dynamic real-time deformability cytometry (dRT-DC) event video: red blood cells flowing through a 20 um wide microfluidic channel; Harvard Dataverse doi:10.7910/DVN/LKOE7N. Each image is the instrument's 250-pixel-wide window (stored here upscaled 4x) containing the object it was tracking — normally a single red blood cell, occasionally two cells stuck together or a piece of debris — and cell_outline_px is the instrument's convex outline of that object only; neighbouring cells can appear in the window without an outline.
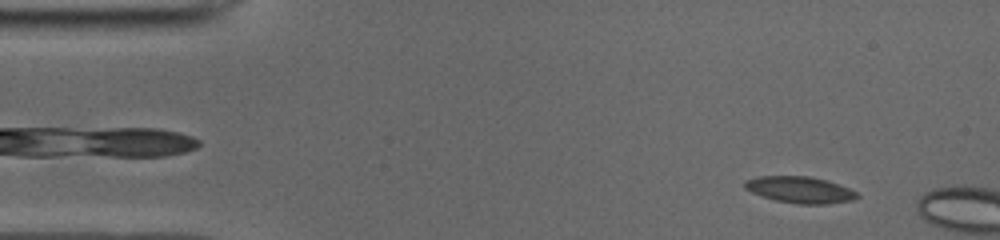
{"species": "common noctule bat (a hibernating species)", "species_latin": "Nyctalus noctula", "temperature_condition": "cold", "stored_images_in_passage": 7, "camera_frame_rate_fps": 3000, "um_per_image_px": 0.085, "animal": {"sex": "male", "body_mass_g": 19.0, "forearm_length_mm": 50.8}, "frame": {"image": 1, "passage_image": 4, "time_ms": 1.0, "image_size_px": [1000, 240], "cell_outline_px": [[860, 196], [852, 200], [824, 204], [796, 204], [776, 200], [752, 192], [744, 188], [744, 180], [760, 176], [808, 176], [828, 180], [848, 188], [856, 192]], "centroid_in_image_um": [67.99, 16.12], "position_along_channel_um": 17.0, "area_um2": 17.22}}